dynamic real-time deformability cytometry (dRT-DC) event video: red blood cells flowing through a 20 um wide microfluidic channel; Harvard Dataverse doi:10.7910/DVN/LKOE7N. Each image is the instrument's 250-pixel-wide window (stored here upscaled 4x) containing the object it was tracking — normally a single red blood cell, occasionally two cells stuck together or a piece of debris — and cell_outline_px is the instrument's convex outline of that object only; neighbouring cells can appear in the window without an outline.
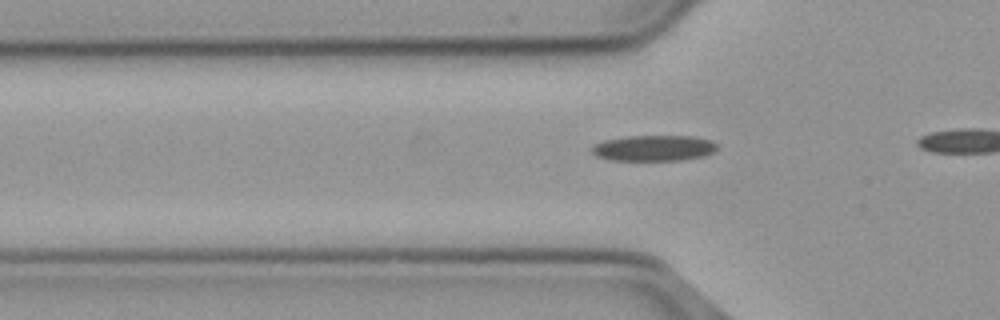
{"species": "common noctule bat (a hibernating species)", "species_latin": "Nyctalus noctula", "temperature_condition": "cold", "stored_images_in_passage": 10, "camera_frame_rate_fps": 3000, "um_per_image_px": 0.085, "animal": {"sex": "male", "body_mass_g": 23.1, "forearm_length_mm": 52.7}, "frame": {"image": 1, "passage_image": 4, "time_ms": 1.0, "image_size_px": [1000, 320], "cell_outline_px": [[716, 152], [704, 156], [680, 160], [608, 160], [596, 156], [592, 152], [592, 148], [596, 144], [604, 140], [628, 136], [692, 136], [712, 140], [716, 144]], "centroid_in_image_um": [55.6, 12.59], "position_along_channel_um": 70.2, "area_um2": 18.84}}
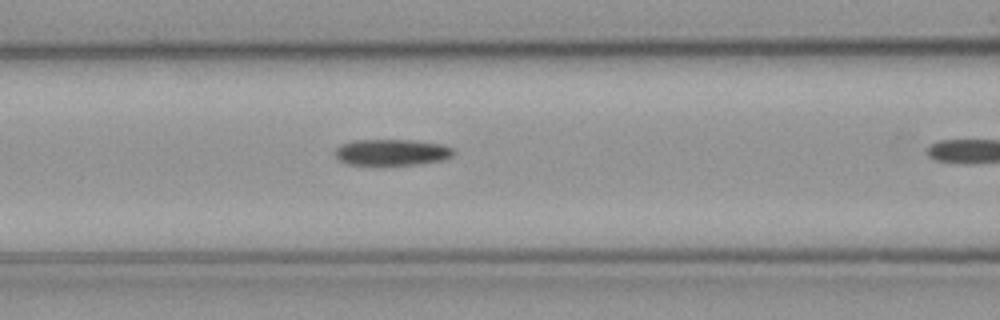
{"frame": {"image": 2, "passage_image": 9, "time_ms": 2.667, "image_size_px": [1000, 320], "cell_outline_px": [[456, 152], [452, 156], [444, 160], [420, 164], [348, 164], [340, 160], [336, 156], [336, 148], [340, 144], [352, 140], [412, 140], [440, 144], [452, 148]], "centroid_in_image_um": [33.33, 12.93], "position_along_channel_um": 133.3, "area_um2": 17.98}}